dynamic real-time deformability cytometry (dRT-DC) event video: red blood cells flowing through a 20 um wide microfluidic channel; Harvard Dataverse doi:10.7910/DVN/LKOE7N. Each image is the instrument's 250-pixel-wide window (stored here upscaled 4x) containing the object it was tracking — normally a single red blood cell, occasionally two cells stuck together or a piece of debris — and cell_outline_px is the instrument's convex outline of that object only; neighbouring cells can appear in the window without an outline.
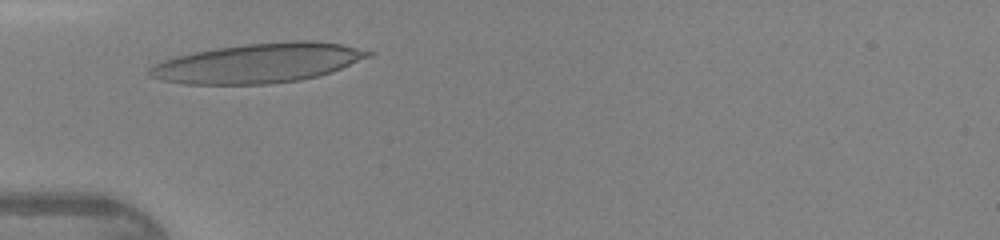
{"species": "human", "species_latin": "Homo sapiens", "temperature_condition": "warm", "stored_images_in_passage": 27, "camera_frame_rate_fps": 3000, "um_per_image_px": 0.085, "donor": {"sex": "female"}, "frame": {"image": 1, "passage_image": 5, "time_ms": 1.333, "image_size_px": [1000, 240], "cell_outline_px": [[376, 52], [372, 56], [332, 72], [300, 80], [268, 84], [184, 84], [160, 80], [148, 76], [148, 68], [152, 64], [176, 56], [216, 48], [244, 44], [292, 40], [316, 40], [340, 44]], "centroid_in_image_um": [21.96, 5.36], "position_along_channel_um": 63.0, "area_um2": 50.63}}
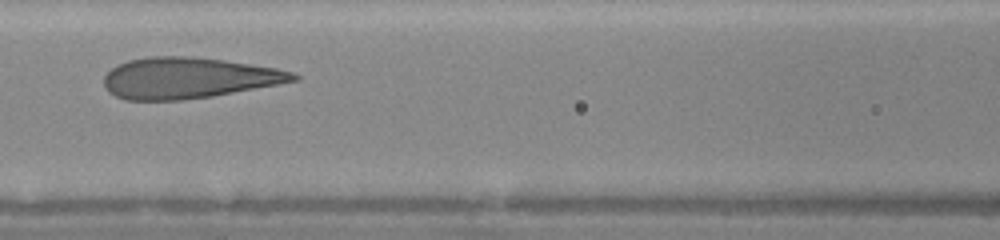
{"frame": {"image": 2, "passage_image": 11, "time_ms": 3.333, "image_size_px": [1000, 240], "cell_outline_px": [[300, 80], [280, 84], [212, 96], [180, 100], [124, 100], [108, 92], [104, 88], [104, 76], [112, 68], [128, 60], [144, 56], [188, 56], [224, 60], [276, 68], [296, 72], [300, 76]], "centroid_in_image_um": [16.02, 6.62], "position_along_channel_um": 150.6, "area_um2": 45.43}}
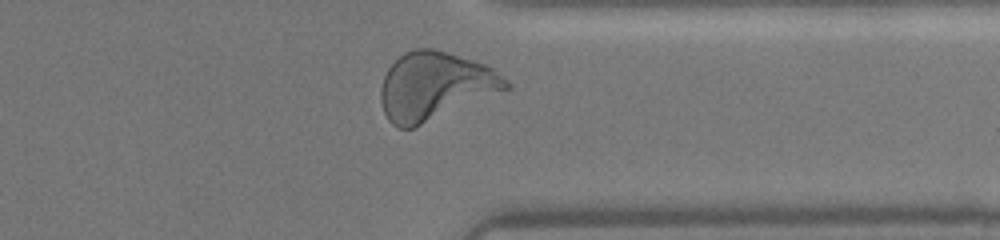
{"frame": {"image": 3, "passage_image": 26, "time_ms": 8.333, "image_size_px": [1000, 240], "cell_outline_px": [[512, 88], [412, 128], [396, 128], [388, 120], [384, 112], [380, 100], [380, 92], [384, 76], [388, 68], [404, 52], [412, 48], [432, 48], [472, 60], [484, 64], [492, 68], [508, 80], [512, 84]], "centroid_in_image_um": [36.97, 7.32], "position_along_channel_um": 374.4, "area_um2": 49.42}}